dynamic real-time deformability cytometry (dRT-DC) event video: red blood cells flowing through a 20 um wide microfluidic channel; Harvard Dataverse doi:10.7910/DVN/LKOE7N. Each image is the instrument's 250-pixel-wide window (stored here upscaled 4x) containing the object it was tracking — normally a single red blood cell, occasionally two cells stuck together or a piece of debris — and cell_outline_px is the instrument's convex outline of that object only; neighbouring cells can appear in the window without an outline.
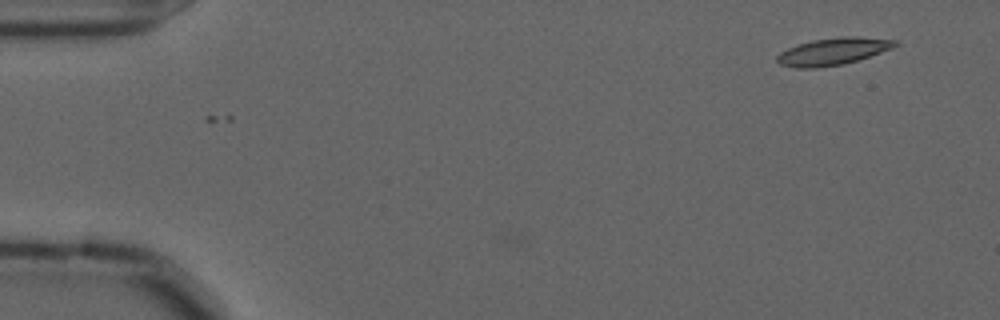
{"species": "common noctule bat (a hibernating species)", "species_latin": "Nyctalus noctula", "temperature_condition": "cold", "stored_images_in_passage": 5, "camera_frame_rate_fps": 3000, "um_per_image_px": 0.085, "animal": {"sex": "male", "forearm_length_mm": 52.5}, "frame": {"image": 1, "passage_image": 1, "time_ms": 0.0, "image_size_px": [1000, 320], "cell_outline_px": [[900, 44], [892, 48], [856, 60], [840, 64], [816, 68], [796, 68], [780, 64], [776, 60], [776, 56], [780, 52], [796, 44], [812, 40], [840, 36], [856, 36], [896, 40]], "centroid_in_image_um": [70.77, 4.35], "position_along_channel_um": 14.2, "area_um2": 18.55}}